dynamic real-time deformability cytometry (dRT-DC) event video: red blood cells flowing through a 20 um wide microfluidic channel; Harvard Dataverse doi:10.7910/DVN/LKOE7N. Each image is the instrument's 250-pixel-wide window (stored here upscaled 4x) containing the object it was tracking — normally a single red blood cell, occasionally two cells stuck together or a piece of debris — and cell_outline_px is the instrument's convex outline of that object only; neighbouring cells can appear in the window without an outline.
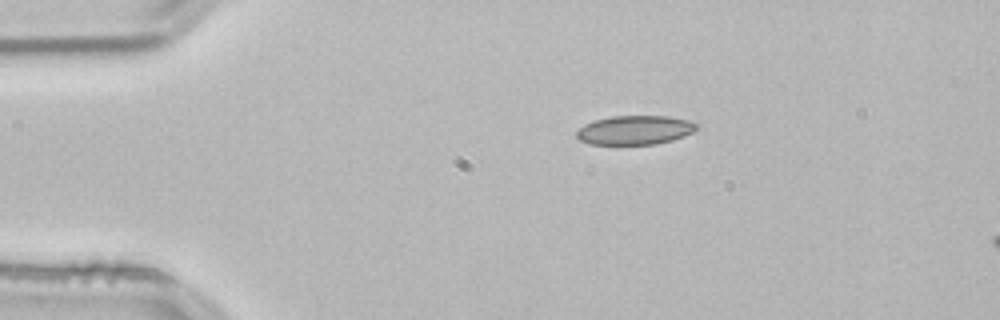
{"species": "common noctule bat (a hibernating species)", "species_latin": "Nyctalus noctula", "temperature_condition": "room temperature", "stored_images_in_passage": 7, "camera_frame_rate_fps": 3000, "um_per_image_px": 0.085, "animal": {"sex": "male", "body_mass_g": 21.5, "forearm_length_mm": 52.0}, "frame": {"image": 1, "passage_image": 1, "time_ms": 0.0, "image_size_px": [1000, 320], "cell_outline_px": [[700, 124], [692, 132], [684, 136], [672, 140], [656, 144], [588, 144], [580, 140], [576, 136], [576, 132], [584, 124], [596, 120], [612, 116], [668, 116], [688, 120]], "centroid_in_image_um": [53.97, 11.05], "position_along_channel_um": 31.0, "area_um2": 20.29}}